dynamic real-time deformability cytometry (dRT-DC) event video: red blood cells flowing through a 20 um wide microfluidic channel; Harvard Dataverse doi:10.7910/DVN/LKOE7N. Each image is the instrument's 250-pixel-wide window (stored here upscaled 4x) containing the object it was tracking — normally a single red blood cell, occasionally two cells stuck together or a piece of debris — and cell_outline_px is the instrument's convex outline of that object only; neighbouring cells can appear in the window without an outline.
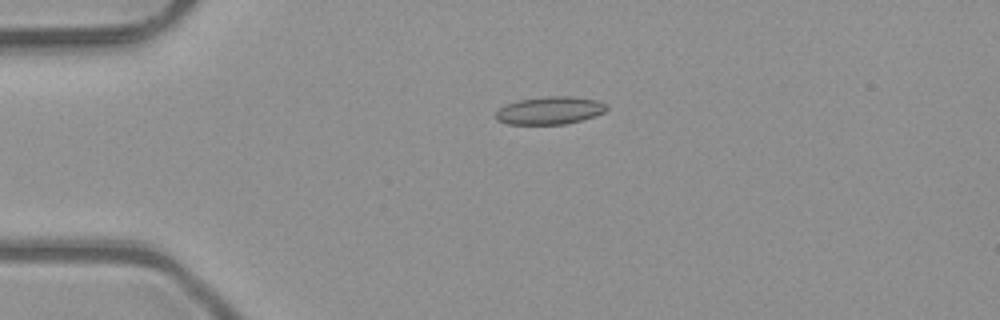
{"species": "common noctule bat (a hibernating species)", "species_latin": "Nyctalus noctula", "temperature_condition": "room temperature", "stored_images_in_passage": 6, "camera_frame_rate_fps": 3000, "um_per_image_px": 0.085, "animal": {"sex": "male", "body_mass_g": 23.1, "forearm_length_mm": 52.7}, "frame": {"image": 1, "passage_image": 3, "time_ms": 0.667, "image_size_px": [1000, 320], "cell_outline_px": [[608, 108], [604, 112], [580, 120], [564, 124], [508, 124], [496, 120], [496, 112], [500, 108], [508, 104], [520, 100], [548, 96], [572, 96], [600, 100], [608, 104]], "centroid_in_image_um": [46.77, 9.38], "position_along_channel_um": 38.2, "area_um2": 17.8}}
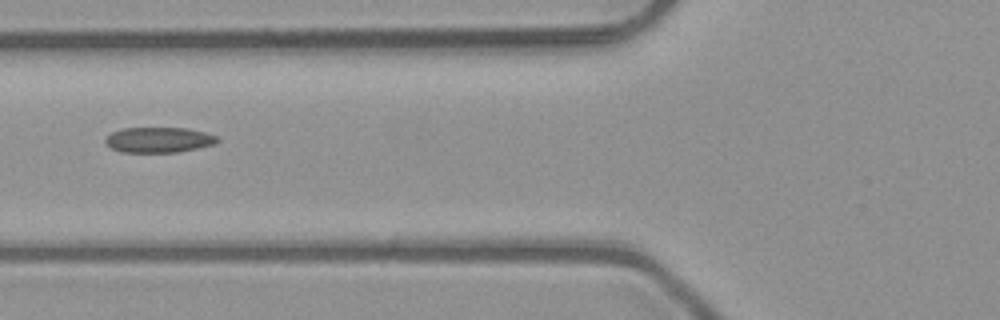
{"frame": {"image": 2, "passage_image": 5, "time_ms": 1.333, "image_size_px": [1000, 320], "cell_outline_px": [[220, 140], [212, 144], [196, 148], [176, 152], [120, 152], [104, 144], [104, 140], [112, 132], [124, 128], [188, 128], [204, 132], [216, 136]], "centroid_in_image_um": [13.45, 11.88], "position_along_channel_um": 112.3, "area_um2": 16.42}}
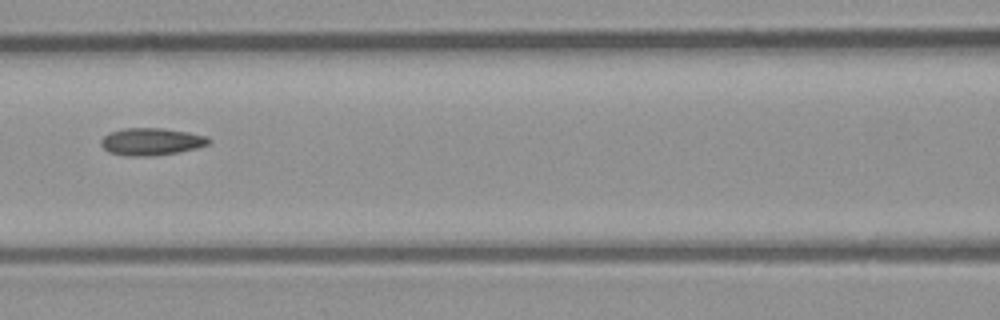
{"frame": {"image": 3, "passage_image": 6, "time_ms": 1.667, "image_size_px": [1000, 320], "cell_outline_px": [[212, 140], [208, 144], [196, 148], [180, 152], [156, 156], [124, 156], [108, 152], [100, 144], [100, 140], [104, 136], [112, 132], [124, 128], [164, 128], [188, 132], [208, 136]], "centroid_in_image_um": [12.88, 12.05], "position_along_channel_um": 153.7, "area_um2": 17.34}}